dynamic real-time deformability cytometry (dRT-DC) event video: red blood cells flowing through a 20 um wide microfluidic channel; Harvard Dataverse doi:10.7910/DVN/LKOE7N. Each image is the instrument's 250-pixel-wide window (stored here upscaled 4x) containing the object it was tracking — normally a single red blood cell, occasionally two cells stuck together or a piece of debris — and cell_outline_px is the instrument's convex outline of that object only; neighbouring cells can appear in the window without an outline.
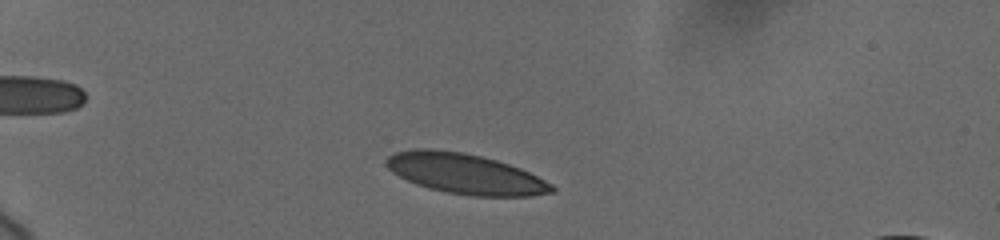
{"species": "human", "species_latin": "Homo sapiens", "temperature_condition": "cold", "stored_images_in_passage": 23, "camera_frame_rate_fps": 3000, "um_per_image_px": 0.085, "donor": {"sex": "female"}, "frame": {"image": 1, "passage_image": 5, "time_ms": 1.667, "image_size_px": [1000, 240], "cell_outline_px": [[556, 192], [532, 196], [472, 196], [448, 192], [428, 188], [416, 184], [392, 172], [384, 164], [384, 160], [388, 156], [396, 152], [416, 148], [432, 148], [464, 152], [496, 160], [520, 168], [552, 184], [556, 188]], "centroid_in_image_um": [39.53, 14.76], "position_along_channel_um": 45.5, "area_um2": 38.9}}
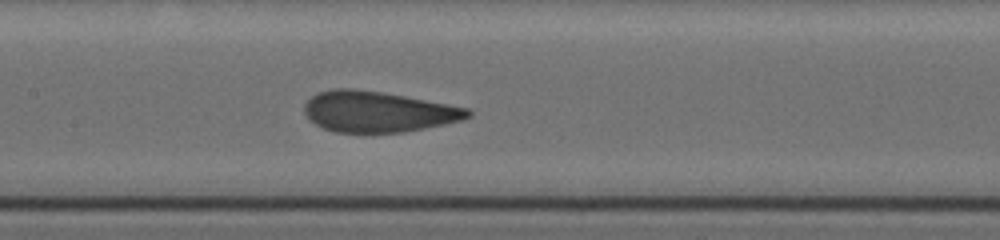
{"frame": {"image": 2, "passage_image": 18, "time_ms": 6.667, "image_size_px": [1000, 240], "cell_outline_px": [[472, 116], [464, 120], [404, 132], [336, 132], [324, 128], [308, 120], [304, 112], [304, 104], [316, 92], [332, 88], [352, 88], [384, 92], [448, 104], [468, 108], [472, 112]], "centroid_in_image_um": [32.11, 9.48], "position_along_channel_um": 175.3, "area_um2": 39.02}}
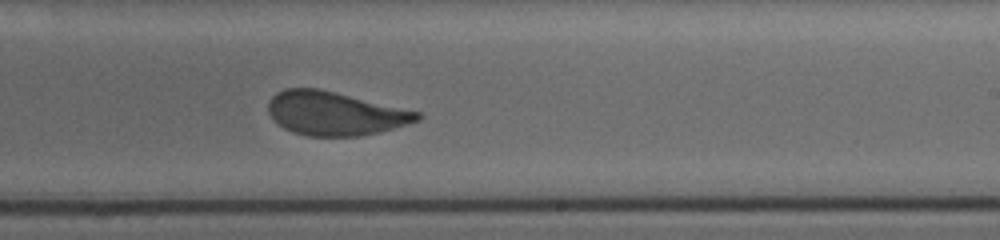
{"frame": {"image": 3, "passage_image": 23, "time_ms": 9.0, "image_size_px": [1000, 240], "cell_outline_px": [[424, 116], [420, 120], [392, 128], [360, 136], [308, 136], [292, 132], [284, 128], [272, 120], [268, 112], [268, 104], [272, 96], [276, 92], [284, 88], [320, 88], [420, 112]], "centroid_in_image_um": [28.43, 9.63], "position_along_channel_um": 260.6, "area_um2": 37.97}}